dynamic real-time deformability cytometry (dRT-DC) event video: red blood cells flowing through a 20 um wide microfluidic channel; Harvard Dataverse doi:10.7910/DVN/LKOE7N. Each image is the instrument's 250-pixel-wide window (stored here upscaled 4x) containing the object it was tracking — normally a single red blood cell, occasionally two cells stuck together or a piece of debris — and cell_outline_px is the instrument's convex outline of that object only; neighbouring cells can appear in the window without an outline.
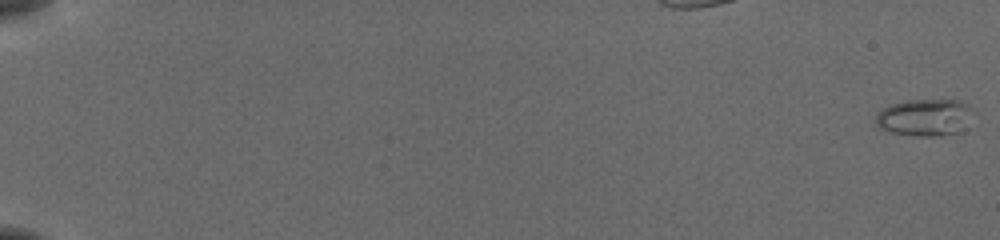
{"species": "common noctule bat (a hibernating species)", "species_latin": "Nyctalus noctula", "temperature_condition": "cold", "stored_images_in_passage": 16, "camera_frame_rate_fps": 3000, "um_per_image_px": 0.085, "animal": {"sex": "female", "body_mass_g": 19.5, "forearm_length_mm": 54.1}, "frame": {"image": 1, "passage_image": 1, "time_ms": 0.0, "image_size_px": [1000, 240], "cell_outline_px": [[968, 108], [956, 132], [932, 136], [920, 136], [892, 132], [880, 128], [876, 124], [876, 116], [884, 108], [892, 104], [908, 100], [956, 100], [968, 104]], "centroid_in_image_um": [78.43, 9.96], "position_along_channel_um": 6.6, "area_um2": 19.54}}